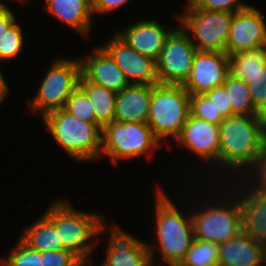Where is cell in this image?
<instances>
[{
	"label": "cell",
	"mask_w": 266,
	"mask_h": 266,
	"mask_svg": "<svg viewBox=\"0 0 266 266\" xmlns=\"http://www.w3.org/2000/svg\"><path fill=\"white\" fill-rule=\"evenodd\" d=\"M219 128V164L228 171L254 173L266 149V117L235 115L225 118Z\"/></svg>",
	"instance_id": "1"
},
{
	"label": "cell",
	"mask_w": 266,
	"mask_h": 266,
	"mask_svg": "<svg viewBox=\"0 0 266 266\" xmlns=\"http://www.w3.org/2000/svg\"><path fill=\"white\" fill-rule=\"evenodd\" d=\"M45 212L44 216L59 232L60 243L83 262H88L97 244V240L93 244L89 240L105 232L103 215L76 210L67 200L61 199L52 202Z\"/></svg>",
	"instance_id": "2"
},
{
	"label": "cell",
	"mask_w": 266,
	"mask_h": 266,
	"mask_svg": "<svg viewBox=\"0 0 266 266\" xmlns=\"http://www.w3.org/2000/svg\"><path fill=\"white\" fill-rule=\"evenodd\" d=\"M55 143L76 161L96 160L101 156L102 128L94 123L84 122L57 109L42 117Z\"/></svg>",
	"instance_id": "3"
},
{
	"label": "cell",
	"mask_w": 266,
	"mask_h": 266,
	"mask_svg": "<svg viewBox=\"0 0 266 266\" xmlns=\"http://www.w3.org/2000/svg\"><path fill=\"white\" fill-rule=\"evenodd\" d=\"M156 196V234L162 259L169 266H180L194 240L190 216H183L176 204L161 190Z\"/></svg>",
	"instance_id": "4"
},
{
	"label": "cell",
	"mask_w": 266,
	"mask_h": 266,
	"mask_svg": "<svg viewBox=\"0 0 266 266\" xmlns=\"http://www.w3.org/2000/svg\"><path fill=\"white\" fill-rule=\"evenodd\" d=\"M190 115V94L181 85H152L147 124L160 142L179 137Z\"/></svg>",
	"instance_id": "5"
},
{
	"label": "cell",
	"mask_w": 266,
	"mask_h": 266,
	"mask_svg": "<svg viewBox=\"0 0 266 266\" xmlns=\"http://www.w3.org/2000/svg\"><path fill=\"white\" fill-rule=\"evenodd\" d=\"M158 144L147 123L113 121L102 128L101 155L110 157L113 165L120 159H134L142 154L148 156Z\"/></svg>",
	"instance_id": "6"
},
{
	"label": "cell",
	"mask_w": 266,
	"mask_h": 266,
	"mask_svg": "<svg viewBox=\"0 0 266 266\" xmlns=\"http://www.w3.org/2000/svg\"><path fill=\"white\" fill-rule=\"evenodd\" d=\"M34 100L27 103L34 112L45 114L64 108L67 99L77 89L81 77V62L75 60H54L45 74Z\"/></svg>",
	"instance_id": "7"
},
{
	"label": "cell",
	"mask_w": 266,
	"mask_h": 266,
	"mask_svg": "<svg viewBox=\"0 0 266 266\" xmlns=\"http://www.w3.org/2000/svg\"><path fill=\"white\" fill-rule=\"evenodd\" d=\"M178 15L181 27L198 41H191L198 51L225 52L234 13L204 10L187 6Z\"/></svg>",
	"instance_id": "8"
},
{
	"label": "cell",
	"mask_w": 266,
	"mask_h": 266,
	"mask_svg": "<svg viewBox=\"0 0 266 266\" xmlns=\"http://www.w3.org/2000/svg\"><path fill=\"white\" fill-rule=\"evenodd\" d=\"M220 203L205 204L208 207L204 210L191 213L194 239L221 244L242 232V206L238 194L233 200L227 199L226 204Z\"/></svg>",
	"instance_id": "9"
},
{
	"label": "cell",
	"mask_w": 266,
	"mask_h": 266,
	"mask_svg": "<svg viewBox=\"0 0 266 266\" xmlns=\"http://www.w3.org/2000/svg\"><path fill=\"white\" fill-rule=\"evenodd\" d=\"M190 37L181 26L168 36L155 61L159 84L182 85L188 78L198 51Z\"/></svg>",
	"instance_id": "10"
},
{
	"label": "cell",
	"mask_w": 266,
	"mask_h": 266,
	"mask_svg": "<svg viewBox=\"0 0 266 266\" xmlns=\"http://www.w3.org/2000/svg\"><path fill=\"white\" fill-rule=\"evenodd\" d=\"M229 72V56L225 52L197 51L191 72L181 85L190 95L222 86Z\"/></svg>",
	"instance_id": "11"
},
{
	"label": "cell",
	"mask_w": 266,
	"mask_h": 266,
	"mask_svg": "<svg viewBox=\"0 0 266 266\" xmlns=\"http://www.w3.org/2000/svg\"><path fill=\"white\" fill-rule=\"evenodd\" d=\"M266 22L254 6L235 12L226 45V53L254 50L266 46Z\"/></svg>",
	"instance_id": "12"
},
{
	"label": "cell",
	"mask_w": 266,
	"mask_h": 266,
	"mask_svg": "<svg viewBox=\"0 0 266 266\" xmlns=\"http://www.w3.org/2000/svg\"><path fill=\"white\" fill-rule=\"evenodd\" d=\"M101 47L123 71L129 84H159L155 61L129 47L117 35Z\"/></svg>",
	"instance_id": "13"
},
{
	"label": "cell",
	"mask_w": 266,
	"mask_h": 266,
	"mask_svg": "<svg viewBox=\"0 0 266 266\" xmlns=\"http://www.w3.org/2000/svg\"><path fill=\"white\" fill-rule=\"evenodd\" d=\"M108 241L101 266H153L154 248L116 225L111 229Z\"/></svg>",
	"instance_id": "14"
},
{
	"label": "cell",
	"mask_w": 266,
	"mask_h": 266,
	"mask_svg": "<svg viewBox=\"0 0 266 266\" xmlns=\"http://www.w3.org/2000/svg\"><path fill=\"white\" fill-rule=\"evenodd\" d=\"M247 181L248 184L244 181L242 186L239 180L242 191L236 190L237 194H242L238 195L241 197L242 231L266 247V187L253 180V177L250 182ZM244 185L247 188H244Z\"/></svg>",
	"instance_id": "15"
},
{
	"label": "cell",
	"mask_w": 266,
	"mask_h": 266,
	"mask_svg": "<svg viewBox=\"0 0 266 266\" xmlns=\"http://www.w3.org/2000/svg\"><path fill=\"white\" fill-rule=\"evenodd\" d=\"M176 142L202 160H215L219 163V125L189 115Z\"/></svg>",
	"instance_id": "16"
},
{
	"label": "cell",
	"mask_w": 266,
	"mask_h": 266,
	"mask_svg": "<svg viewBox=\"0 0 266 266\" xmlns=\"http://www.w3.org/2000/svg\"><path fill=\"white\" fill-rule=\"evenodd\" d=\"M175 28L167 29L155 20H140L117 35L129 47L156 61L168 36Z\"/></svg>",
	"instance_id": "17"
},
{
	"label": "cell",
	"mask_w": 266,
	"mask_h": 266,
	"mask_svg": "<svg viewBox=\"0 0 266 266\" xmlns=\"http://www.w3.org/2000/svg\"><path fill=\"white\" fill-rule=\"evenodd\" d=\"M81 75L90 83L121 92L129 85L123 71L101 47H95L91 55L80 58Z\"/></svg>",
	"instance_id": "18"
},
{
	"label": "cell",
	"mask_w": 266,
	"mask_h": 266,
	"mask_svg": "<svg viewBox=\"0 0 266 266\" xmlns=\"http://www.w3.org/2000/svg\"><path fill=\"white\" fill-rule=\"evenodd\" d=\"M152 85L129 84L117 93L114 121L147 123Z\"/></svg>",
	"instance_id": "19"
},
{
	"label": "cell",
	"mask_w": 266,
	"mask_h": 266,
	"mask_svg": "<svg viewBox=\"0 0 266 266\" xmlns=\"http://www.w3.org/2000/svg\"><path fill=\"white\" fill-rule=\"evenodd\" d=\"M219 246L218 266H253L266 259V247L243 231Z\"/></svg>",
	"instance_id": "20"
},
{
	"label": "cell",
	"mask_w": 266,
	"mask_h": 266,
	"mask_svg": "<svg viewBox=\"0 0 266 266\" xmlns=\"http://www.w3.org/2000/svg\"><path fill=\"white\" fill-rule=\"evenodd\" d=\"M48 13L78 33L88 36L91 30V0H45Z\"/></svg>",
	"instance_id": "21"
},
{
	"label": "cell",
	"mask_w": 266,
	"mask_h": 266,
	"mask_svg": "<svg viewBox=\"0 0 266 266\" xmlns=\"http://www.w3.org/2000/svg\"><path fill=\"white\" fill-rule=\"evenodd\" d=\"M229 56V72L243 81H266V46Z\"/></svg>",
	"instance_id": "22"
},
{
	"label": "cell",
	"mask_w": 266,
	"mask_h": 266,
	"mask_svg": "<svg viewBox=\"0 0 266 266\" xmlns=\"http://www.w3.org/2000/svg\"><path fill=\"white\" fill-rule=\"evenodd\" d=\"M78 87L86 94L91 101L92 108L96 115V125L101 128L115 119V105L117 93L106 89L103 86L88 82L82 75Z\"/></svg>",
	"instance_id": "23"
},
{
	"label": "cell",
	"mask_w": 266,
	"mask_h": 266,
	"mask_svg": "<svg viewBox=\"0 0 266 266\" xmlns=\"http://www.w3.org/2000/svg\"><path fill=\"white\" fill-rule=\"evenodd\" d=\"M20 238L39 252L67 250L64 243H60L59 232L44 215L40 216L35 224H31V227L24 229Z\"/></svg>",
	"instance_id": "24"
},
{
	"label": "cell",
	"mask_w": 266,
	"mask_h": 266,
	"mask_svg": "<svg viewBox=\"0 0 266 266\" xmlns=\"http://www.w3.org/2000/svg\"><path fill=\"white\" fill-rule=\"evenodd\" d=\"M223 85L232 106L233 116L260 115L254 107L249 87L245 81L229 74Z\"/></svg>",
	"instance_id": "25"
},
{
	"label": "cell",
	"mask_w": 266,
	"mask_h": 266,
	"mask_svg": "<svg viewBox=\"0 0 266 266\" xmlns=\"http://www.w3.org/2000/svg\"><path fill=\"white\" fill-rule=\"evenodd\" d=\"M219 251L215 242L194 239L180 266H218Z\"/></svg>",
	"instance_id": "26"
},
{
	"label": "cell",
	"mask_w": 266,
	"mask_h": 266,
	"mask_svg": "<svg viewBox=\"0 0 266 266\" xmlns=\"http://www.w3.org/2000/svg\"><path fill=\"white\" fill-rule=\"evenodd\" d=\"M0 266H42L41 252L31 248L21 238Z\"/></svg>",
	"instance_id": "27"
},
{
	"label": "cell",
	"mask_w": 266,
	"mask_h": 266,
	"mask_svg": "<svg viewBox=\"0 0 266 266\" xmlns=\"http://www.w3.org/2000/svg\"><path fill=\"white\" fill-rule=\"evenodd\" d=\"M63 109L84 122L96 124V115L91 101L79 87L67 99Z\"/></svg>",
	"instance_id": "28"
},
{
	"label": "cell",
	"mask_w": 266,
	"mask_h": 266,
	"mask_svg": "<svg viewBox=\"0 0 266 266\" xmlns=\"http://www.w3.org/2000/svg\"><path fill=\"white\" fill-rule=\"evenodd\" d=\"M190 115L216 125L225 119L204 94L190 95Z\"/></svg>",
	"instance_id": "29"
},
{
	"label": "cell",
	"mask_w": 266,
	"mask_h": 266,
	"mask_svg": "<svg viewBox=\"0 0 266 266\" xmlns=\"http://www.w3.org/2000/svg\"><path fill=\"white\" fill-rule=\"evenodd\" d=\"M23 38L22 29L15 21L0 41V60L15 58L22 50Z\"/></svg>",
	"instance_id": "30"
},
{
	"label": "cell",
	"mask_w": 266,
	"mask_h": 266,
	"mask_svg": "<svg viewBox=\"0 0 266 266\" xmlns=\"http://www.w3.org/2000/svg\"><path fill=\"white\" fill-rule=\"evenodd\" d=\"M188 6H198L204 10L231 12L241 11L249 6L240 0H187Z\"/></svg>",
	"instance_id": "31"
},
{
	"label": "cell",
	"mask_w": 266,
	"mask_h": 266,
	"mask_svg": "<svg viewBox=\"0 0 266 266\" xmlns=\"http://www.w3.org/2000/svg\"><path fill=\"white\" fill-rule=\"evenodd\" d=\"M42 266H82L84 263L70 250L41 252Z\"/></svg>",
	"instance_id": "32"
},
{
	"label": "cell",
	"mask_w": 266,
	"mask_h": 266,
	"mask_svg": "<svg viewBox=\"0 0 266 266\" xmlns=\"http://www.w3.org/2000/svg\"><path fill=\"white\" fill-rule=\"evenodd\" d=\"M204 95L213 103L217 112H221L224 118L232 117L233 111L224 85L215 87Z\"/></svg>",
	"instance_id": "33"
},
{
	"label": "cell",
	"mask_w": 266,
	"mask_h": 266,
	"mask_svg": "<svg viewBox=\"0 0 266 266\" xmlns=\"http://www.w3.org/2000/svg\"><path fill=\"white\" fill-rule=\"evenodd\" d=\"M256 111L266 117V81H246Z\"/></svg>",
	"instance_id": "34"
},
{
	"label": "cell",
	"mask_w": 266,
	"mask_h": 266,
	"mask_svg": "<svg viewBox=\"0 0 266 266\" xmlns=\"http://www.w3.org/2000/svg\"><path fill=\"white\" fill-rule=\"evenodd\" d=\"M128 1L129 0H91V8L93 14H105L120 8V6L122 7Z\"/></svg>",
	"instance_id": "35"
},
{
	"label": "cell",
	"mask_w": 266,
	"mask_h": 266,
	"mask_svg": "<svg viewBox=\"0 0 266 266\" xmlns=\"http://www.w3.org/2000/svg\"><path fill=\"white\" fill-rule=\"evenodd\" d=\"M14 14L8 6L0 4V41L4 37L5 32L16 21Z\"/></svg>",
	"instance_id": "36"
},
{
	"label": "cell",
	"mask_w": 266,
	"mask_h": 266,
	"mask_svg": "<svg viewBox=\"0 0 266 266\" xmlns=\"http://www.w3.org/2000/svg\"><path fill=\"white\" fill-rule=\"evenodd\" d=\"M254 175V176H253ZM253 176L257 182H259L262 186L266 187V149L262 155V159L258 169L253 173L249 178Z\"/></svg>",
	"instance_id": "37"
},
{
	"label": "cell",
	"mask_w": 266,
	"mask_h": 266,
	"mask_svg": "<svg viewBox=\"0 0 266 266\" xmlns=\"http://www.w3.org/2000/svg\"><path fill=\"white\" fill-rule=\"evenodd\" d=\"M8 86L6 83V80L3 77V74L0 70V105L1 103L5 100V98L7 97V95L9 94V90H8Z\"/></svg>",
	"instance_id": "38"
},
{
	"label": "cell",
	"mask_w": 266,
	"mask_h": 266,
	"mask_svg": "<svg viewBox=\"0 0 266 266\" xmlns=\"http://www.w3.org/2000/svg\"><path fill=\"white\" fill-rule=\"evenodd\" d=\"M266 259L262 262V263H260V264H256V265H253V266H266Z\"/></svg>",
	"instance_id": "39"
},
{
	"label": "cell",
	"mask_w": 266,
	"mask_h": 266,
	"mask_svg": "<svg viewBox=\"0 0 266 266\" xmlns=\"http://www.w3.org/2000/svg\"><path fill=\"white\" fill-rule=\"evenodd\" d=\"M90 263H92V262H91V261H90V262L88 261V264H86V262H84V263L82 264V266H91Z\"/></svg>",
	"instance_id": "40"
},
{
	"label": "cell",
	"mask_w": 266,
	"mask_h": 266,
	"mask_svg": "<svg viewBox=\"0 0 266 266\" xmlns=\"http://www.w3.org/2000/svg\"><path fill=\"white\" fill-rule=\"evenodd\" d=\"M11 1V0H10ZM15 2H20V3H24L25 1H28V0H14Z\"/></svg>",
	"instance_id": "41"
}]
</instances>
